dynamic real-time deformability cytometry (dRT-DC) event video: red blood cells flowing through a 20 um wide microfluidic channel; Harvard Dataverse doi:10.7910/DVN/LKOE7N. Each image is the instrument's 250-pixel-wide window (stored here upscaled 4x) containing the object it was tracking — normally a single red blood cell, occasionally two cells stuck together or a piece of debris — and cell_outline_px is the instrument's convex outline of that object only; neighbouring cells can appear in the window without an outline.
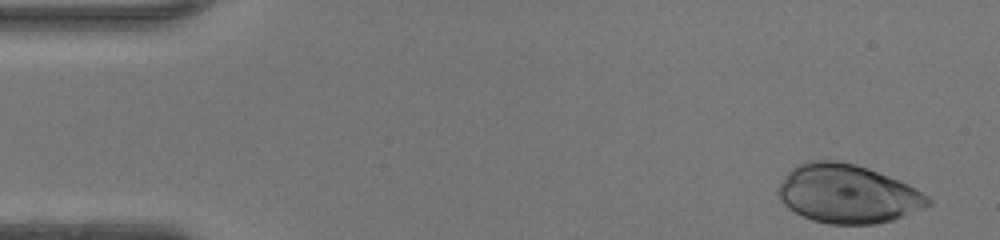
{"species": "human", "species_latin": "Homo sapiens", "temperature_condition": "warm", "stored_images_in_passage": 36, "camera_frame_rate_fps": 3000, "um_per_image_px": 0.085, "donor": {"sex": "female"}, "frame": {"image": 1, "passage_image": 1, "time_ms": 0.0, "image_size_px": [1000, 240], "cell_outline_px": [[932, 204], [924, 208], [904, 216], [892, 220], [876, 224], [828, 224], [812, 220], [788, 208], [780, 200], [776, 192], [776, 188], [784, 176], [796, 164], [808, 160], [836, 160], [856, 164], [868, 168], [908, 184], [916, 188], [928, 196], [932, 200]], "centroid_in_image_um": [72.03, 16.47], "position_along_channel_um": 13.0, "area_um2": 51.56}}
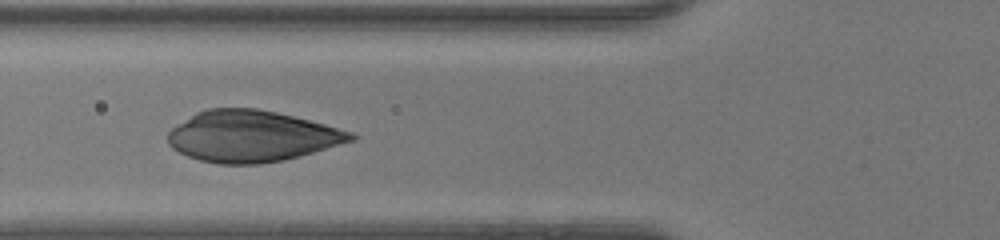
{"frame": {"image": 2, "passage_image": 16, "time_ms": 5.0, "image_size_px": [1000, 240], "cell_outline_px": [[360, 136], [356, 140], [284, 160], [260, 164], [220, 164], [200, 160], [188, 156], [172, 148], [168, 144], [168, 132], [176, 124], [196, 112], [208, 108], [256, 108], [276, 112], [324, 124], [352, 132]], "centroid_in_image_um": [21.39, 11.58], "position_along_channel_um": 104.4, "area_um2": 54.51}}
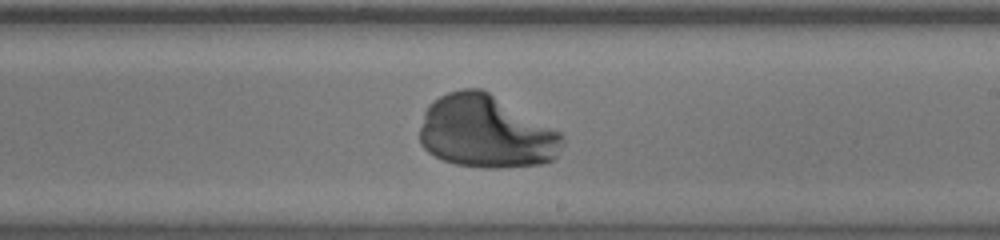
{"frame": {"image": 3, "passage_image": 26, "time_ms": 8.333, "image_size_px": [1000, 240], "cell_outline_px": [[564, 144], [556, 156], [552, 160], [540, 164], [496, 168], [484, 168], [456, 164], [444, 160], [428, 152], [420, 144], [420, 128], [424, 112], [428, 104], [432, 100], [448, 92], [460, 88], [480, 88], [488, 92], [560, 132], [564, 136]], "centroid_in_image_um": [41.28, 11.21], "position_along_channel_um": 247.7, "area_um2": 60.34}}